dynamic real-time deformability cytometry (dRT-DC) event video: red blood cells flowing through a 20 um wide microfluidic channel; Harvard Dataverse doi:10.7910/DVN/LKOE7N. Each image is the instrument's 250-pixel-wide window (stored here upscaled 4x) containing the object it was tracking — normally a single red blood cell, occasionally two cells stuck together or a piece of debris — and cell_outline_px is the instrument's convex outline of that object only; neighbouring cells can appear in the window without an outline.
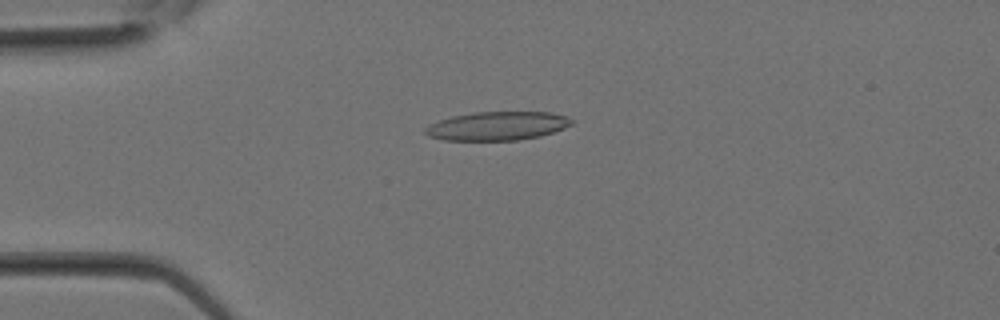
{"species": "Egyptian fruit bat (a non-hibernating species)", "species_latin": "Rousettus aegyptiacus", "temperature_condition": "room temperature", "stored_images_in_passage": 13, "camera_frame_rate_fps": 3000, "um_per_image_px": 0.085, "animal": {"sex": "female"}, "frame": {"image": 1, "passage_image": 6, "time_ms": 1.667, "image_size_px": [1000, 320], "cell_outline_px": [[572, 124], [564, 128], [540, 136], [516, 140], [444, 140], [428, 136], [424, 132], [424, 128], [428, 124], [452, 116], [472, 112], [552, 112], [564, 116], [572, 120]], "centroid_in_image_um": [42.22, 10.7], "position_along_channel_um": 42.8, "area_um2": 24.39}}
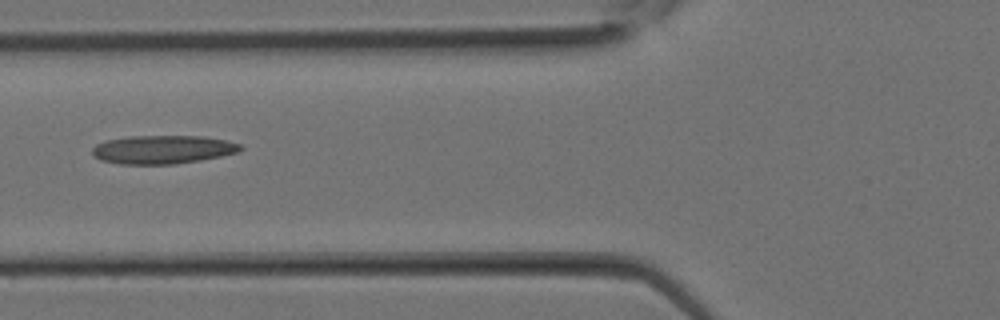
{"frame": {"image": 2, "passage_image": 10, "time_ms": 3.0, "image_size_px": [1000, 320], "cell_outline_px": [[244, 148], [240, 152], [200, 160], [176, 164], [120, 164], [100, 160], [92, 156], [92, 148], [96, 144], [104, 140], [132, 136], [200, 136], [224, 140], [240, 144]], "centroid_in_image_um": [13.8, 12.71], "position_along_channel_um": 112.0, "area_um2": 24.68}}
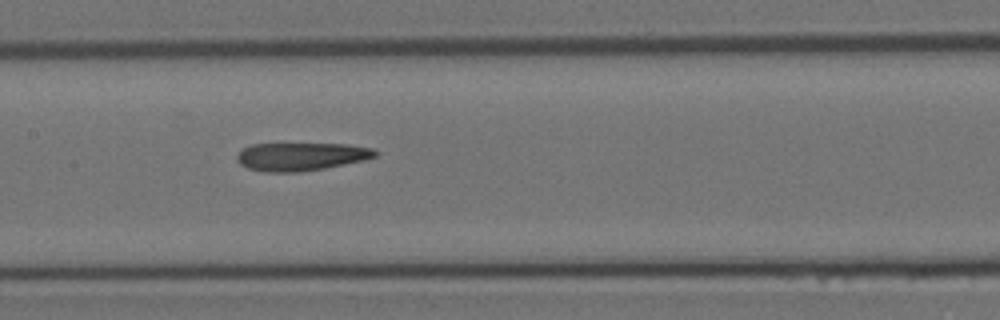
{"frame": {"image": 3, "passage_image": 13, "time_ms": 4.0, "image_size_px": [1000, 320], "cell_outline_px": [[380, 152], [376, 156], [364, 160], [324, 168], [296, 172], [264, 172], [248, 168], [240, 164], [236, 160], [236, 156], [244, 148], [252, 144], [348, 144], [376, 148]], "centroid_in_image_um": [25.63, 13.3], "position_along_channel_um": 181.8, "area_um2": 22.66}}